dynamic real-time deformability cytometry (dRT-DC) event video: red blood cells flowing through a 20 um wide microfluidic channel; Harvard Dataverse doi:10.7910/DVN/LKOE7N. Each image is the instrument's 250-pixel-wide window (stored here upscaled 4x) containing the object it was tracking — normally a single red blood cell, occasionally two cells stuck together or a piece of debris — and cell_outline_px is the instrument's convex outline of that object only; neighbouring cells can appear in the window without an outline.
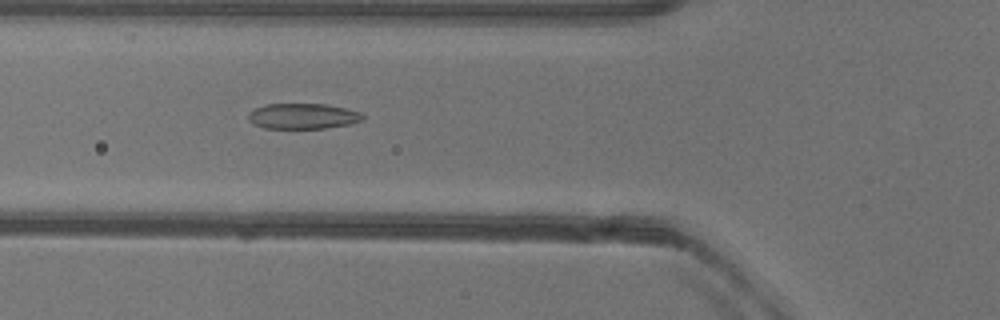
{"species": "common noctule bat (a hibernating species)", "species_latin": "Nyctalus noctula", "temperature_condition": "warm", "stored_images_in_passage": 52, "camera_frame_rate_fps": 3000, "um_per_image_px": 0.085, "animal": {"sex": "female"}, "frame": {"image": 1, "passage_image": 19, "time_ms": 6.0, "image_size_px": [1000, 320], "cell_outline_px": [[364, 120], [352, 124], [324, 128], [264, 128], [252, 124], [248, 120], [248, 112], [264, 104], [324, 104], [348, 108], [360, 112], [364, 116]], "centroid_in_image_um": [25.75, 9.87], "position_along_channel_um": 100.1, "area_um2": 17.22}}
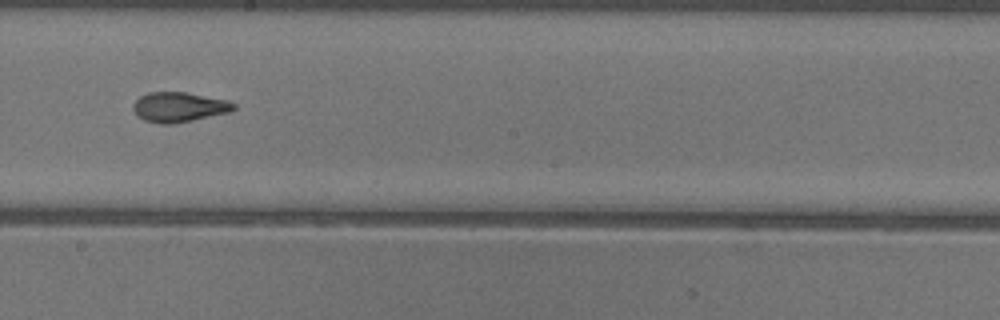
{"frame": {"image": 2, "passage_image": 29, "time_ms": 9.333, "image_size_px": [1000, 320], "cell_outline_px": [[236, 108], [232, 112], [172, 124], [160, 124], [144, 120], [136, 116], [132, 108], [132, 104], [140, 96], [148, 92], [188, 92], [224, 100], [236, 104]], "centroid_in_image_um": [15.19, 9.1], "position_along_channel_um": 233.0, "area_um2": 17.63}}
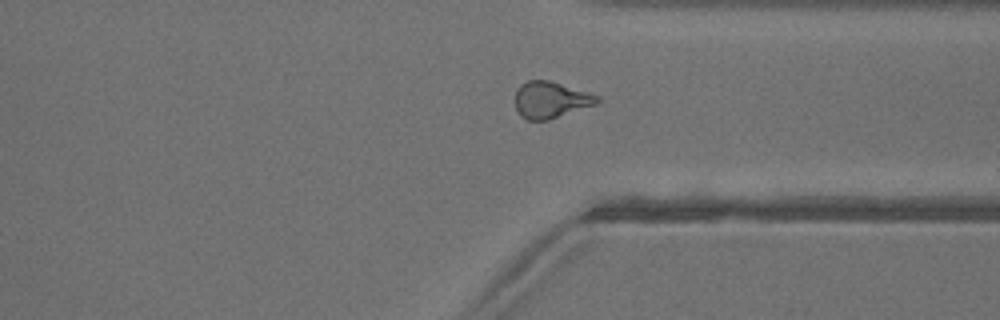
{"frame": {"image": 3, "passage_image": 39, "time_ms": 12.667, "image_size_px": [1000, 320], "cell_outline_px": [[600, 100], [596, 104], [548, 120], [528, 120], [520, 116], [516, 108], [516, 88], [520, 84], [528, 80], [548, 80], [588, 92], [600, 96]], "centroid_in_image_um": [46.79, 8.48], "position_along_channel_um": 364.6, "area_um2": 17.4}, "authors_computed_cell_mechanics": {"area_um2": 17.9758, "velocity_mm_per_s": 3.966, "shape_relaxation_time_tau1_ms": null, "shape_relaxation_time_tau2_ms": 1.7125, "deformation_change_tau1": null, "deformation_change_tau2": 0.0918}}